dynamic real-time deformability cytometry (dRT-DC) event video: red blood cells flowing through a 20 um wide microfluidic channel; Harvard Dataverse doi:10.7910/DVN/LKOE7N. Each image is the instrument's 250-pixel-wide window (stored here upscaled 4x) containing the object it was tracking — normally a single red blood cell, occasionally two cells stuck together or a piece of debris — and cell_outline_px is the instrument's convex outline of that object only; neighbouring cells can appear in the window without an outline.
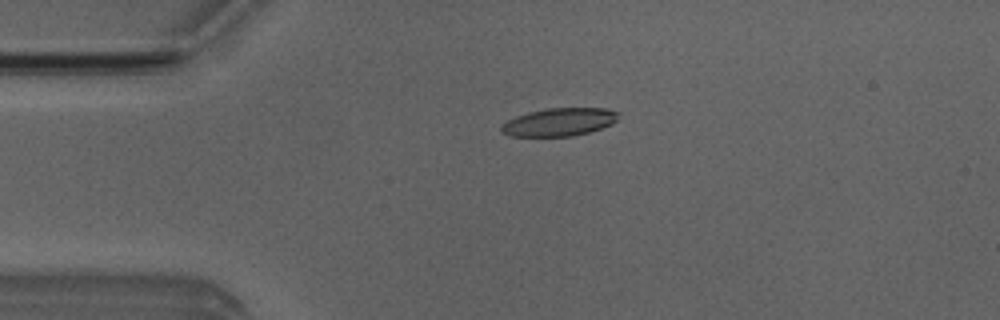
{"species": "Egyptian fruit bat (a non-hibernating species)", "species_latin": "Rousettus aegyptiacus", "temperature_condition": "room temperature", "stored_images_in_passage": 52, "camera_frame_rate_fps": 3000, "um_per_image_px": 0.085, "animal": {"sex": "male"}, "frame": {"image": 1, "passage_image": 12, "time_ms": 3.667, "image_size_px": [1000, 320], "cell_outline_px": [[620, 112], [616, 120], [612, 124], [588, 132], [572, 136], [508, 136], [500, 132], [500, 124], [516, 116], [528, 112], [548, 108], [604, 108]], "centroid_in_image_um": [47.49, 10.37], "position_along_channel_um": 37.5, "area_um2": 19.13}}
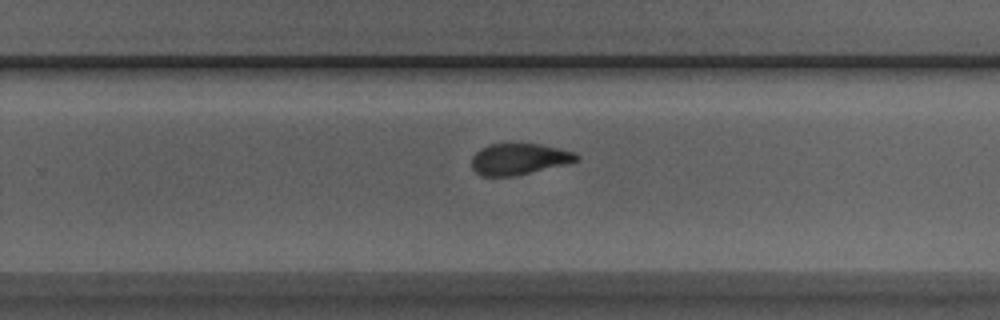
{"frame": {"image": 2, "passage_image": 33, "time_ms": 10.667, "image_size_px": [1000, 320], "cell_outline_px": [[580, 160], [568, 164], [516, 176], [480, 176], [472, 168], [472, 156], [480, 148], [492, 144], [540, 144], [560, 148], [576, 152], [580, 156]], "centroid_in_image_um": [44.16, 13.53], "position_along_channel_um": 285.6, "area_um2": 19.36}}
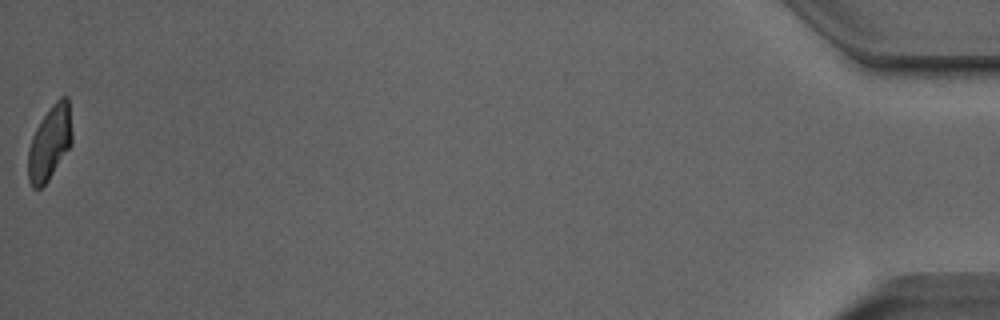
{"frame": {"image": 3, "passage_image": 52, "time_ms": 17.0, "image_size_px": [1000, 320], "cell_outline_px": [[72, 144], [48, 180], [40, 188], [32, 188], [28, 180], [28, 152], [32, 136], [36, 128], [52, 104], [60, 96], [68, 96], [72, 132]], "centroid_in_image_um": [4.23, 12.13], "position_along_channel_um": 431.0, "area_um2": 18.9}, "authors_computed_cell_mechanics": {"area_um2": 19.5653, "velocity_mm_per_s": 3.9789, "shape_relaxation_time_tau1_ms": 3.7023, "shape_relaxation_time_tau2_ms": 1.4921, "deformation_change_tau1": 0.1594, "deformation_change_tau2": 0.0916}}